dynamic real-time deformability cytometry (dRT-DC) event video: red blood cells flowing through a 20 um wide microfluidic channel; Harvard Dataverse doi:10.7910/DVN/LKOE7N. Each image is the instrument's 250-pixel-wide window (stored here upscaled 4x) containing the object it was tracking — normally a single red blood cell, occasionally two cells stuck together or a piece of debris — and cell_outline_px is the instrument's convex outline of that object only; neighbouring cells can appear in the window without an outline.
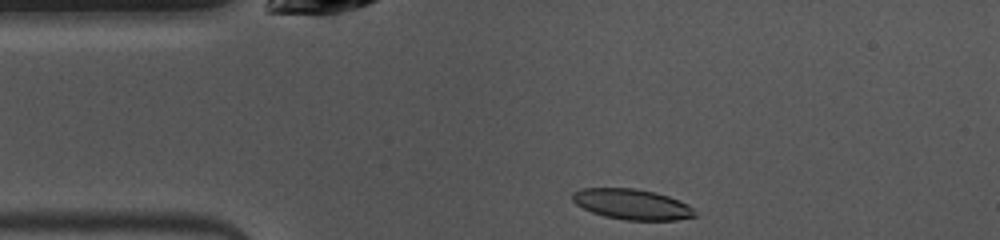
{"species": "common noctule bat (a hibernating species)", "species_latin": "Nyctalus noctula", "temperature_condition": "warm", "stored_images_in_passage": 41, "camera_frame_rate_fps": 3000, "um_per_image_px": 0.085, "animal": {"sex": "female", "body_mass_g": 10.0, "forearm_length_mm": 53.1}, "frame": {"image": 1, "passage_image": 1, "time_ms": 0.0, "image_size_px": [1000, 240], "cell_outline_px": [[696, 216], [676, 220], [624, 220], [604, 216], [592, 212], [576, 204], [572, 200], [572, 192], [580, 188], [636, 188], [656, 192], [680, 200], [688, 204], [692, 208]], "centroid_in_image_um": [53.71, 17.35], "position_along_channel_um": 31.3, "area_um2": 21.85}}
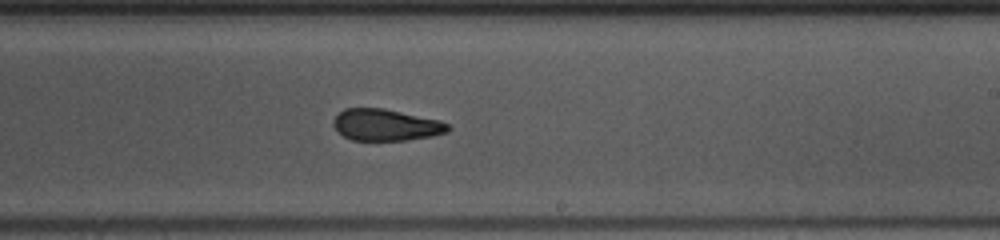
{"frame": {"image": 2, "passage_image": 20, "time_ms": 6.333, "image_size_px": [1000, 240], "cell_outline_px": [[452, 128], [448, 132], [432, 136], [408, 140], [352, 140], [344, 136], [332, 124], [332, 120], [344, 108], [384, 108], [440, 120], [448, 124]], "centroid_in_image_um": [32.82, 10.61], "position_along_channel_um": 256.2, "area_um2": 21.15}}
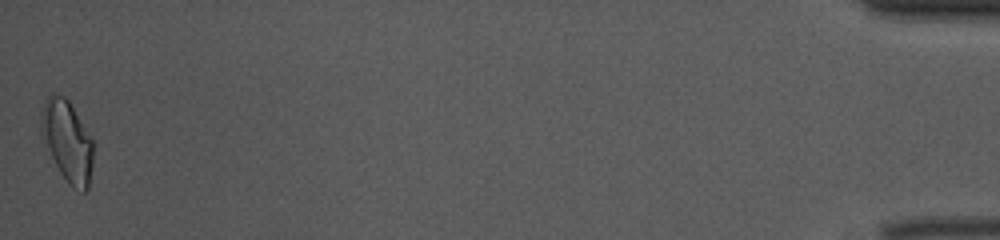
{"frame": {"image": 3, "passage_image": 41, "time_ms": 13.333, "image_size_px": [1000, 240], "cell_outline_px": [[92, 164], [88, 188], [84, 192], [72, 188], [68, 184], [60, 172], [40, 132], [40, 112], [48, 96], [52, 92], [64, 96], [68, 100], [92, 136]], "centroid_in_image_um": [5.72, 11.97], "position_along_channel_um": 429.5, "area_um2": 24.51}, "authors_computed_cell_mechanics": {"area_um2": 21.8484, "velocity_mm_per_s": 3.9751, "shape_relaxation_time_tau1_ms": 4.3537, "shape_relaxation_time_tau2_ms": 1.8824, "deformation_change_tau1": 0.1443, "deformation_change_tau2": 0.0715}}